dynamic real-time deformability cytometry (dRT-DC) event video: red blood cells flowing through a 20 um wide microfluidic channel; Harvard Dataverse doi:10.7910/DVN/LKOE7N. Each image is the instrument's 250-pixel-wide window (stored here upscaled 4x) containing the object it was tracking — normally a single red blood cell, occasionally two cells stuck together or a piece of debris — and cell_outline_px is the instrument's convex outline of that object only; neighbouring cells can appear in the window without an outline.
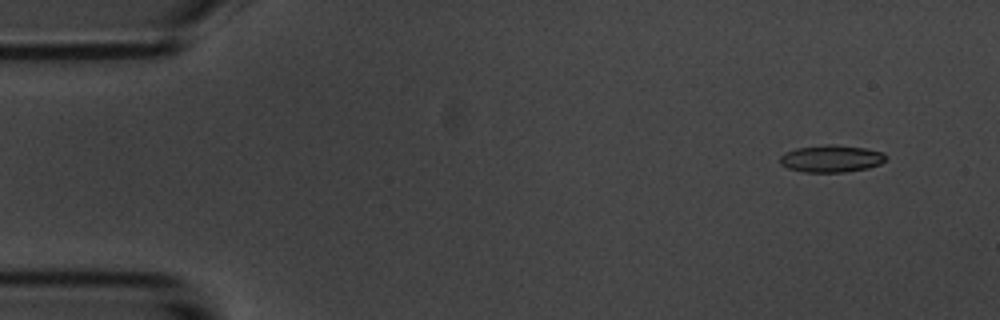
{"species": "common noctule bat (a hibernating species)", "species_latin": "Nyctalus noctula", "temperature_condition": "room temperature", "stored_images_in_passage": 5, "camera_frame_rate_fps": 3000, "um_per_image_px": 0.085, "animal": {"sex": "male", "body_mass_g": 20.1, "forearm_length_mm": 53.5}, "frame": {"image": 1, "passage_image": 2, "time_ms": 1.0, "image_size_px": [1000, 320], "cell_outline_px": [[888, 156], [880, 164], [868, 168], [844, 172], [804, 172], [788, 168], [780, 164], [780, 156], [784, 152], [796, 148], [824, 144], [832, 144], [864, 148], [884, 152]], "centroid_in_image_um": [70.65, 13.48], "position_along_channel_um": 14.4, "area_um2": 16.88}}
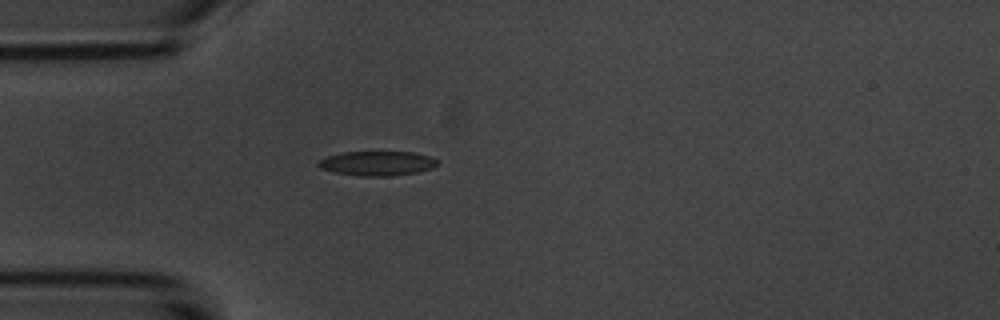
{"frame": {"image": 2, "passage_image": 5, "time_ms": 4.667, "image_size_px": [1000, 320], "cell_outline_px": [[436, 164], [432, 168], [416, 172], [392, 176], [360, 176], [336, 172], [320, 168], [316, 164], [320, 160], [328, 156], [344, 152], [412, 152], [428, 156], [436, 160]], "centroid_in_image_um": [32.03, 13.89], "position_along_channel_um": 53.0, "area_um2": 16.7}}